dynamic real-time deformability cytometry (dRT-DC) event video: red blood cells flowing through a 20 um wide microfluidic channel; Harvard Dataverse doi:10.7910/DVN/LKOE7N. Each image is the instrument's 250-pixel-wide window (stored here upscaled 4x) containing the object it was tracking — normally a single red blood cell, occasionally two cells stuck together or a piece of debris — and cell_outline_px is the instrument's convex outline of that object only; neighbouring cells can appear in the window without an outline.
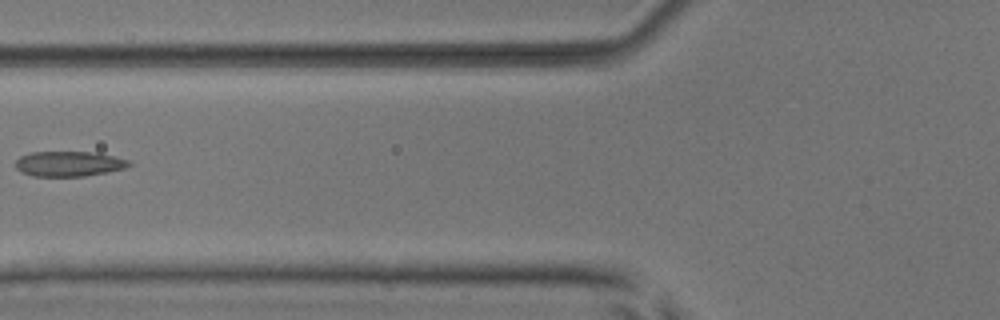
{"species": "common noctule bat (a hibernating species)", "species_latin": "Nyctalus noctula", "temperature_condition": "room temperature", "stored_images_in_passage": 3, "camera_frame_rate_fps": 3000, "um_per_image_px": 0.085, "animal": {"sex": "male", "body_mass_g": 17.9, "forearm_length_mm": 54.2}, "frame": {"image": 1, "passage_image": 3, "time_ms": 0.667, "image_size_px": [1000, 320], "cell_outline_px": [[132, 164], [124, 168], [108, 172], [84, 176], [32, 176], [20, 172], [16, 168], [16, 160], [20, 156], [32, 152], [96, 152], [116, 156], [128, 160]], "centroid_in_image_um": [5.86, 13.92], "position_along_channel_um": 119.9, "area_um2": 16.7}}